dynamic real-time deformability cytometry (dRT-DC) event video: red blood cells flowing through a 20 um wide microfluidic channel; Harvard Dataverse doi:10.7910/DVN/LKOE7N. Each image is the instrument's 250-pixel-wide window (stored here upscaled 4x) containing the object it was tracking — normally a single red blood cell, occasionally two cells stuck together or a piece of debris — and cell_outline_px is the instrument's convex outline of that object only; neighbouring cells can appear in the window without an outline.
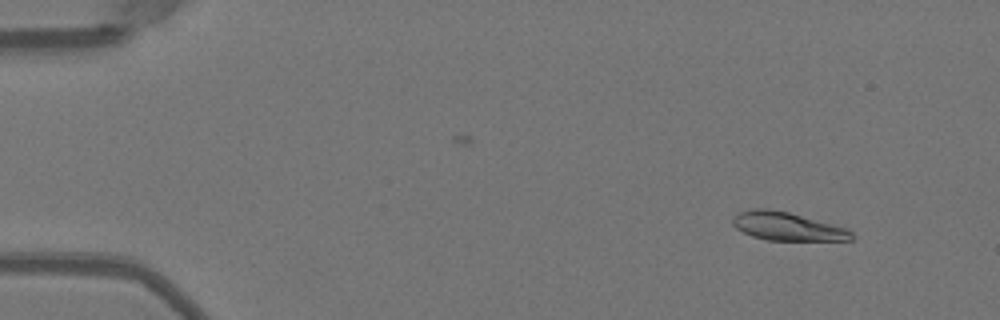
{"species": "Egyptian fruit bat (a non-hibernating species)", "species_latin": "Rousettus aegyptiacus", "temperature_condition": "warm", "stored_images_in_passage": 51, "camera_frame_rate_fps": 3000, "um_per_image_px": 0.085, "animal": {"sex": "female"}, "frame": {"image": 1, "passage_image": 5, "time_ms": 1.333, "image_size_px": [1000, 320], "cell_outline_px": [[852, 240], [768, 240], [752, 236], [736, 228], [732, 224], [732, 220], [740, 212], [752, 208], [768, 208], [788, 212], [848, 228], [852, 232]], "centroid_in_image_um": [66.92, 19.24], "position_along_channel_um": 18.1, "area_um2": 19.42}}
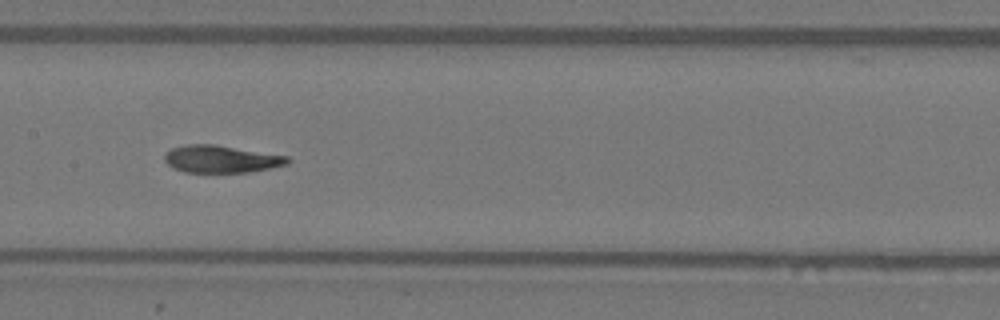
{"frame": {"image": 2, "passage_image": 26, "time_ms": 8.333, "image_size_px": [1000, 320], "cell_outline_px": [[292, 160], [288, 164], [248, 172], [184, 172], [172, 168], [164, 160], [164, 156], [172, 148], [188, 144], [216, 144], [288, 156]], "centroid_in_image_um": [18.8, 13.51], "position_along_channel_um": 188.6, "area_um2": 19.59}}
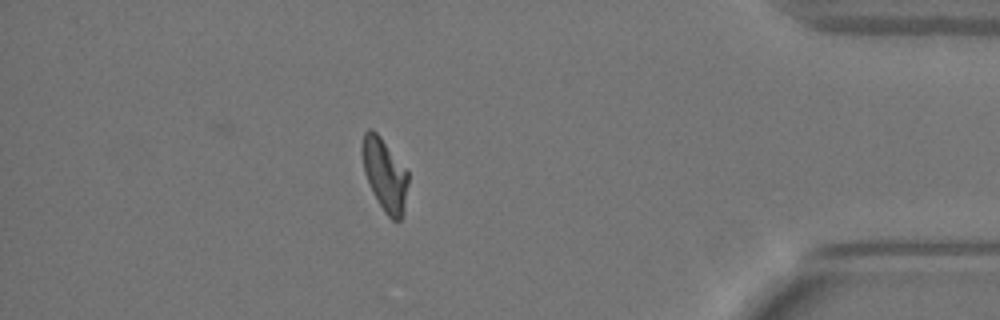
{"frame": {"image": 3, "passage_image": 45, "time_ms": 14.667, "image_size_px": [1000, 320], "cell_outline_px": [[408, 184], [404, 208], [400, 220], [392, 220], [384, 212], [364, 172], [360, 152], [360, 148], [364, 132], [368, 128], [372, 128], [380, 136], [408, 172]], "centroid_in_image_um": [32.68, 14.79], "position_along_channel_um": 402.5, "area_um2": 19.19}, "authors_computed_cell_mechanics": {"area_um2": 19.941, "velocity_mm_per_s": 3.9983, "shape_relaxation_time_tau1_ms": 4.0002, "shape_relaxation_time_tau2_ms": 1.2173, "deformation_change_tau1": 0.1943, "deformation_change_tau2": 0.0561}}